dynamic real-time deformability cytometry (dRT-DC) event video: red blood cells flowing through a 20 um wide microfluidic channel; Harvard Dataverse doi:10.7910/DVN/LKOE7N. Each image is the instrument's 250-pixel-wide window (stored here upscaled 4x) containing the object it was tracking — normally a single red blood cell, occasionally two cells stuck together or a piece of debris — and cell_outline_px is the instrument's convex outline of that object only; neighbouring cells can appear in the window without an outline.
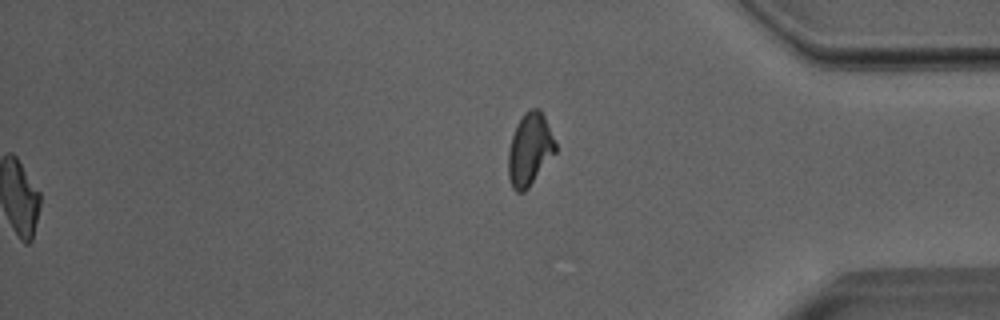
{"species": "Egyptian fruit bat (a non-hibernating species)", "species_latin": "Rousettus aegyptiacus", "temperature_condition": "room temperature", "stored_images_in_passage": 39, "segment_of_instrument_passage": [2, 2], "camera_frame_rate_fps": 3000, "um_per_image_px": 0.085, "animal": {"sex": "male"}, "frame": {"image": 1, "passage_image": 39, "time_ms": 12.667, "image_size_px": [1000, 320], "cell_outline_px": [[556, 152], [528, 188], [524, 192], [516, 192], [512, 188], [508, 176], [508, 148], [512, 136], [524, 112], [528, 108], [540, 108], [544, 116], [556, 144]], "centroid_in_image_um": [45.01, 12.71], "position_along_channel_um": 390.2, "area_um2": 19.83}}